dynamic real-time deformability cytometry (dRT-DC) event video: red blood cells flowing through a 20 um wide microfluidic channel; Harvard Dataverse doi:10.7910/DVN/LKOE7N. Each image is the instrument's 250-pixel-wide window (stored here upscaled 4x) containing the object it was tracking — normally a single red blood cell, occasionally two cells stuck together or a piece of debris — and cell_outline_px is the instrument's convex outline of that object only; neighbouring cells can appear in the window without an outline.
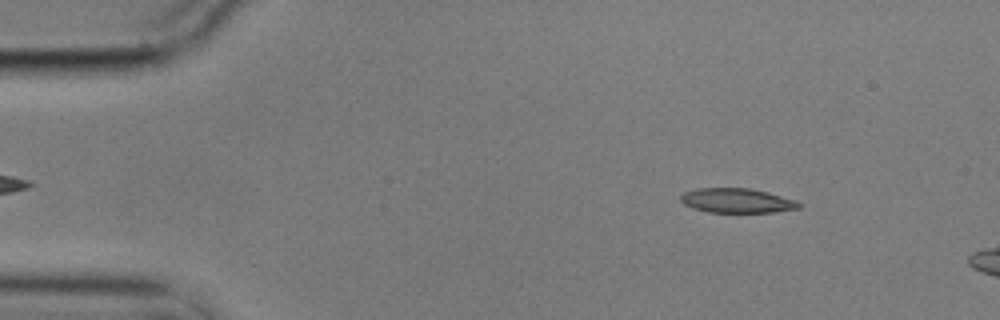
{"species": "common noctule bat (a hibernating species)", "species_latin": "Nyctalus noctula", "temperature_condition": "cold", "stored_images_in_passage": 12, "camera_frame_rate_fps": 3000, "um_per_image_px": 0.085, "animal": {"sex": "male", "body_mass_g": 17.9}, "frame": {"image": 1, "passage_image": 7, "time_ms": 2.0, "image_size_px": [1000, 320], "cell_outline_px": [[800, 208], [772, 212], [708, 212], [692, 208], [684, 204], [680, 200], [680, 196], [684, 192], [700, 188], [748, 188], [768, 192], [796, 200], [800, 204]], "centroid_in_image_um": [62.62, 17.05], "position_along_channel_um": 22.4, "area_um2": 16.82}}